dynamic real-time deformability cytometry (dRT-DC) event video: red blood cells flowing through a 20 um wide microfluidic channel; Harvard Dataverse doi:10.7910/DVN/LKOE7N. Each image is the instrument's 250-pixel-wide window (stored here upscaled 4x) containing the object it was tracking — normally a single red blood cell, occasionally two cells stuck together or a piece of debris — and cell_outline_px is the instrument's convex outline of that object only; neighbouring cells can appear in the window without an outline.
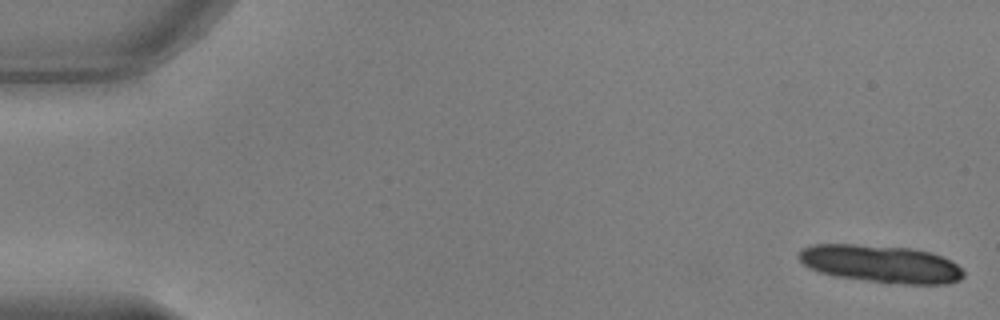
{"species": "common noctule bat (a hibernating species)", "species_latin": "Nyctalus noctula", "temperature_condition": "warm", "stored_images_in_passage": 16, "camera_frame_rate_fps": 3000, "um_per_image_px": 0.085, "animal": {"sex": "male", "body_mass_g": 17.9, "forearm_length_mm": 54.2}, "frame": {"image": 1, "passage_image": 1, "time_ms": 0.0, "image_size_px": [1000, 320], "cell_outline_px": [[964, 276], [960, 280], [948, 284], [904, 284], [868, 280], [836, 276], [820, 272], [808, 268], [796, 256], [800, 248], [812, 244], [856, 244], [912, 248], [932, 252], [952, 260], [964, 272]], "centroid_in_image_um": [74.87, 22.41], "position_along_channel_um": 10.1, "area_um2": 36.3}}